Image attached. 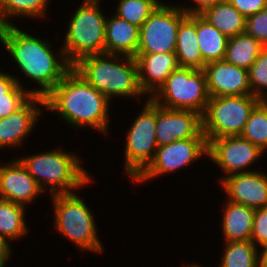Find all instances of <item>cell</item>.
<instances>
[{
  "label": "cell",
  "instance_id": "cell-1",
  "mask_svg": "<svg viewBox=\"0 0 267 267\" xmlns=\"http://www.w3.org/2000/svg\"><path fill=\"white\" fill-rule=\"evenodd\" d=\"M0 41L24 75L40 85L41 89L28 90L32 96L44 98L73 68L63 49L54 53L48 41L31 36L14 24L0 27Z\"/></svg>",
  "mask_w": 267,
  "mask_h": 267
},
{
  "label": "cell",
  "instance_id": "cell-2",
  "mask_svg": "<svg viewBox=\"0 0 267 267\" xmlns=\"http://www.w3.org/2000/svg\"><path fill=\"white\" fill-rule=\"evenodd\" d=\"M46 109L57 112L75 128L91 126L108 132L109 99L73 68L44 97Z\"/></svg>",
  "mask_w": 267,
  "mask_h": 267
},
{
  "label": "cell",
  "instance_id": "cell-3",
  "mask_svg": "<svg viewBox=\"0 0 267 267\" xmlns=\"http://www.w3.org/2000/svg\"><path fill=\"white\" fill-rule=\"evenodd\" d=\"M73 69L109 100L116 95L123 98L144 95L138 82L137 62L132 56L89 55L76 62Z\"/></svg>",
  "mask_w": 267,
  "mask_h": 267
},
{
  "label": "cell",
  "instance_id": "cell-4",
  "mask_svg": "<svg viewBox=\"0 0 267 267\" xmlns=\"http://www.w3.org/2000/svg\"><path fill=\"white\" fill-rule=\"evenodd\" d=\"M18 159L43 191L45 183L50 187L52 195L71 194L91 179L75 154L59 149Z\"/></svg>",
  "mask_w": 267,
  "mask_h": 267
},
{
  "label": "cell",
  "instance_id": "cell-5",
  "mask_svg": "<svg viewBox=\"0 0 267 267\" xmlns=\"http://www.w3.org/2000/svg\"><path fill=\"white\" fill-rule=\"evenodd\" d=\"M99 1L84 0L68 24L62 49L72 66L83 57L105 53L107 17L99 10Z\"/></svg>",
  "mask_w": 267,
  "mask_h": 267
},
{
  "label": "cell",
  "instance_id": "cell-6",
  "mask_svg": "<svg viewBox=\"0 0 267 267\" xmlns=\"http://www.w3.org/2000/svg\"><path fill=\"white\" fill-rule=\"evenodd\" d=\"M150 98L167 109L193 110L203 115L210 99L204 69L178 66Z\"/></svg>",
  "mask_w": 267,
  "mask_h": 267
},
{
  "label": "cell",
  "instance_id": "cell-7",
  "mask_svg": "<svg viewBox=\"0 0 267 267\" xmlns=\"http://www.w3.org/2000/svg\"><path fill=\"white\" fill-rule=\"evenodd\" d=\"M56 230L83 250L102 252L93 213L76 193L55 194Z\"/></svg>",
  "mask_w": 267,
  "mask_h": 267
},
{
  "label": "cell",
  "instance_id": "cell-8",
  "mask_svg": "<svg viewBox=\"0 0 267 267\" xmlns=\"http://www.w3.org/2000/svg\"><path fill=\"white\" fill-rule=\"evenodd\" d=\"M261 100L250 95L210 97L202 115L207 142L224 136L240 135L251 111Z\"/></svg>",
  "mask_w": 267,
  "mask_h": 267
},
{
  "label": "cell",
  "instance_id": "cell-9",
  "mask_svg": "<svg viewBox=\"0 0 267 267\" xmlns=\"http://www.w3.org/2000/svg\"><path fill=\"white\" fill-rule=\"evenodd\" d=\"M127 134L124 168L126 174L134 180L154 159L158 148L156 103L150 97Z\"/></svg>",
  "mask_w": 267,
  "mask_h": 267
},
{
  "label": "cell",
  "instance_id": "cell-10",
  "mask_svg": "<svg viewBox=\"0 0 267 267\" xmlns=\"http://www.w3.org/2000/svg\"><path fill=\"white\" fill-rule=\"evenodd\" d=\"M187 15L180 6L160 3L140 27L137 53L175 52L177 30Z\"/></svg>",
  "mask_w": 267,
  "mask_h": 267
},
{
  "label": "cell",
  "instance_id": "cell-11",
  "mask_svg": "<svg viewBox=\"0 0 267 267\" xmlns=\"http://www.w3.org/2000/svg\"><path fill=\"white\" fill-rule=\"evenodd\" d=\"M203 154L208 155L206 138L181 139L160 146L155 152L154 159L133 181L144 182L161 174L177 171L190 165Z\"/></svg>",
  "mask_w": 267,
  "mask_h": 267
},
{
  "label": "cell",
  "instance_id": "cell-12",
  "mask_svg": "<svg viewBox=\"0 0 267 267\" xmlns=\"http://www.w3.org/2000/svg\"><path fill=\"white\" fill-rule=\"evenodd\" d=\"M263 153L258 146L240 135L224 136L208 142L207 156L226 173L225 177L251 172L244 169L256 162Z\"/></svg>",
  "mask_w": 267,
  "mask_h": 267
},
{
  "label": "cell",
  "instance_id": "cell-13",
  "mask_svg": "<svg viewBox=\"0 0 267 267\" xmlns=\"http://www.w3.org/2000/svg\"><path fill=\"white\" fill-rule=\"evenodd\" d=\"M187 138H206L202 114L193 110L167 109L156 104L158 147Z\"/></svg>",
  "mask_w": 267,
  "mask_h": 267
},
{
  "label": "cell",
  "instance_id": "cell-14",
  "mask_svg": "<svg viewBox=\"0 0 267 267\" xmlns=\"http://www.w3.org/2000/svg\"><path fill=\"white\" fill-rule=\"evenodd\" d=\"M227 201L253 209L267 207V175L262 172L236 173L221 177Z\"/></svg>",
  "mask_w": 267,
  "mask_h": 267
},
{
  "label": "cell",
  "instance_id": "cell-15",
  "mask_svg": "<svg viewBox=\"0 0 267 267\" xmlns=\"http://www.w3.org/2000/svg\"><path fill=\"white\" fill-rule=\"evenodd\" d=\"M210 97L250 95L248 70L224 59L207 63L204 68Z\"/></svg>",
  "mask_w": 267,
  "mask_h": 267
},
{
  "label": "cell",
  "instance_id": "cell-16",
  "mask_svg": "<svg viewBox=\"0 0 267 267\" xmlns=\"http://www.w3.org/2000/svg\"><path fill=\"white\" fill-rule=\"evenodd\" d=\"M43 190L19 159L0 165V199L28 205Z\"/></svg>",
  "mask_w": 267,
  "mask_h": 267
},
{
  "label": "cell",
  "instance_id": "cell-17",
  "mask_svg": "<svg viewBox=\"0 0 267 267\" xmlns=\"http://www.w3.org/2000/svg\"><path fill=\"white\" fill-rule=\"evenodd\" d=\"M37 104L45 106L44 98L31 96L19 109L0 119V148L22 145L38 121L41 111Z\"/></svg>",
  "mask_w": 267,
  "mask_h": 267
},
{
  "label": "cell",
  "instance_id": "cell-18",
  "mask_svg": "<svg viewBox=\"0 0 267 267\" xmlns=\"http://www.w3.org/2000/svg\"><path fill=\"white\" fill-rule=\"evenodd\" d=\"M138 82L141 91L151 97L164 84L166 78L179 66L175 52L137 53Z\"/></svg>",
  "mask_w": 267,
  "mask_h": 267
},
{
  "label": "cell",
  "instance_id": "cell-19",
  "mask_svg": "<svg viewBox=\"0 0 267 267\" xmlns=\"http://www.w3.org/2000/svg\"><path fill=\"white\" fill-rule=\"evenodd\" d=\"M140 28L114 14L106 19L105 53L135 57L139 46Z\"/></svg>",
  "mask_w": 267,
  "mask_h": 267
},
{
  "label": "cell",
  "instance_id": "cell-20",
  "mask_svg": "<svg viewBox=\"0 0 267 267\" xmlns=\"http://www.w3.org/2000/svg\"><path fill=\"white\" fill-rule=\"evenodd\" d=\"M176 58L180 67L204 69L207 64L201 55L196 32V14H188L177 30Z\"/></svg>",
  "mask_w": 267,
  "mask_h": 267
},
{
  "label": "cell",
  "instance_id": "cell-21",
  "mask_svg": "<svg viewBox=\"0 0 267 267\" xmlns=\"http://www.w3.org/2000/svg\"><path fill=\"white\" fill-rule=\"evenodd\" d=\"M225 208L222 219L225 242L250 240L255 209L232 201Z\"/></svg>",
  "mask_w": 267,
  "mask_h": 267
},
{
  "label": "cell",
  "instance_id": "cell-22",
  "mask_svg": "<svg viewBox=\"0 0 267 267\" xmlns=\"http://www.w3.org/2000/svg\"><path fill=\"white\" fill-rule=\"evenodd\" d=\"M200 15L228 38L246 30V18L227 0L206 8Z\"/></svg>",
  "mask_w": 267,
  "mask_h": 267
},
{
  "label": "cell",
  "instance_id": "cell-23",
  "mask_svg": "<svg viewBox=\"0 0 267 267\" xmlns=\"http://www.w3.org/2000/svg\"><path fill=\"white\" fill-rule=\"evenodd\" d=\"M196 32L203 60L206 63L223 60L228 37L207 22L200 14H196Z\"/></svg>",
  "mask_w": 267,
  "mask_h": 267
},
{
  "label": "cell",
  "instance_id": "cell-24",
  "mask_svg": "<svg viewBox=\"0 0 267 267\" xmlns=\"http://www.w3.org/2000/svg\"><path fill=\"white\" fill-rule=\"evenodd\" d=\"M265 46L246 32L228 38L224 60L249 70Z\"/></svg>",
  "mask_w": 267,
  "mask_h": 267
},
{
  "label": "cell",
  "instance_id": "cell-25",
  "mask_svg": "<svg viewBox=\"0 0 267 267\" xmlns=\"http://www.w3.org/2000/svg\"><path fill=\"white\" fill-rule=\"evenodd\" d=\"M23 205L0 199V235L8 242L20 239L28 228ZM9 239V240H7Z\"/></svg>",
  "mask_w": 267,
  "mask_h": 267
},
{
  "label": "cell",
  "instance_id": "cell-26",
  "mask_svg": "<svg viewBox=\"0 0 267 267\" xmlns=\"http://www.w3.org/2000/svg\"><path fill=\"white\" fill-rule=\"evenodd\" d=\"M19 78L0 71V119L19 109L32 95Z\"/></svg>",
  "mask_w": 267,
  "mask_h": 267
},
{
  "label": "cell",
  "instance_id": "cell-27",
  "mask_svg": "<svg viewBox=\"0 0 267 267\" xmlns=\"http://www.w3.org/2000/svg\"><path fill=\"white\" fill-rule=\"evenodd\" d=\"M220 267H259L258 247L251 240L226 242Z\"/></svg>",
  "mask_w": 267,
  "mask_h": 267
},
{
  "label": "cell",
  "instance_id": "cell-28",
  "mask_svg": "<svg viewBox=\"0 0 267 267\" xmlns=\"http://www.w3.org/2000/svg\"><path fill=\"white\" fill-rule=\"evenodd\" d=\"M48 0H0V27L11 25V17H41L46 16Z\"/></svg>",
  "mask_w": 267,
  "mask_h": 267
},
{
  "label": "cell",
  "instance_id": "cell-29",
  "mask_svg": "<svg viewBox=\"0 0 267 267\" xmlns=\"http://www.w3.org/2000/svg\"><path fill=\"white\" fill-rule=\"evenodd\" d=\"M241 137L247 139L262 151L267 149V102L261 100L251 111Z\"/></svg>",
  "mask_w": 267,
  "mask_h": 267
},
{
  "label": "cell",
  "instance_id": "cell-30",
  "mask_svg": "<svg viewBox=\"0 0 267 267\" xmlns=\"http://www.w3.org/2000/svg\"><path fill=\"white\" fill-rule=\"evenodd\" d=\"M159 4V0H120L115 15L140 28Z\"/></svg>",
  "mask_w": 267,
  "mask_h": 267
},
{
  "label": "cell",
  "instance_id": "cell-31",
  "mask_svg": "<svg viewBox=\"0 0 267 267\" xmlns=\"http://www.w3.org/2000/svg\"><path fill=\"white\" fill-rule=\"evenodd\" d=\"M251 94L260 100H266L267 95L262 89H267V47L248 70Z\"/></svg>",
  "mask_w": 267,
  "mask_h": 267
},
{
  "label": "cell",
  "instance_id": "cell-32",
  "mask_svg": "<svg viewBox=\"0 0 267 267\" xmlns=\"http://www.w3.org/2000/svg\"><path fill=\"white\" fill-rule=\"evenodd\" d=\"M245 32L267 47V8L246 18Z\"/></svg>",
  "mask_w": 267,
  "mask_h": 267
},
{
  "label": "cell",
  "instance_id": "cell-33",
  "mask_svg": "<svg viewBox=\"0 0 267 267\" xmlns=\"http://www.w3.org/2000/svg\"><path fill=\"white\" fill-rule=\"evenodd\" d=\"M250 240L256 247L267 243V207L255 209Z\"/></svg>",
  "mask_w": 267,
  "mask_h": 267
},
{
  "label": "cell",
  "instance_id": "cell-34",
  "mask_svg": "<svg viewBox=\"0 0 267 267\" xmlns=\"http://www.w3.org/2000/svg\"><path fill=\"white\" fill-rule=\"evenodd\" d=\"M245 18L267 8V0H227Z\"/></svg>",
  "mask_w": 267,
  "mask_h": 267
},
{
  "label": "cell",
  "instance_id": "cell-35",
  "mask_svg": "<svg viewBox=\"0 0 267 267\" xmlns=\"http://www.w3.org/2000/svg\"><path fill=\"white\" fill-rule=\"evenodd\" d=\"M197 5L196 7H190V8H184L181 7L187 14H200L202 13L206 8H209L211 6L216 5L217 3L223 1V0H192Z\"/></svg>",
  "mask_w": 267,
  "mask_h": 267
},
{
  "label": "cell",
  "instance_id": "cell-36",
  "mask_svg": "<svg viewBox=\"0 0 267 267\" xmlns=\"http://www.w3.org/2000/svg\"><path fill=\"white\" fill-rule=\"evenodd\" d=\"M10 243L7 242L1 235H0V264L6 265V261H8L9 257L11 256V249Z\"/></svg>",
  "mask_w": 267,
  "mask_h": 267
},
{
  "label": "cell",
  "instance_id": "cell-37",
  "mask_svg": "<svg viewBox=\"0 0 267 267\" xmlns=\"http://www.w3.org/2000/svg\"><path fill=\"white\" fill-rule=\"evenodd\" d=\"M260 247H263V249L262 253L259 254V267H267V243Z\"/></svg>",
  "mask_w": 267,
  "mask_h": 267
},
{
  "label": "cell",
  "instance_id": "cell-38",
  "mask_svg": "<svg viewBox=\"0 0 267 267\" xmlns=\"http://www.w3.org/2000/svg\"><path fill=\"white\" fill-rule=\"evenodd\" d=\"M187 267H200V266H198L197 264H191V265H187Z\"/></svg>",
  "mask_w": 267,
  "mask_h": 267
}]
</instances>
